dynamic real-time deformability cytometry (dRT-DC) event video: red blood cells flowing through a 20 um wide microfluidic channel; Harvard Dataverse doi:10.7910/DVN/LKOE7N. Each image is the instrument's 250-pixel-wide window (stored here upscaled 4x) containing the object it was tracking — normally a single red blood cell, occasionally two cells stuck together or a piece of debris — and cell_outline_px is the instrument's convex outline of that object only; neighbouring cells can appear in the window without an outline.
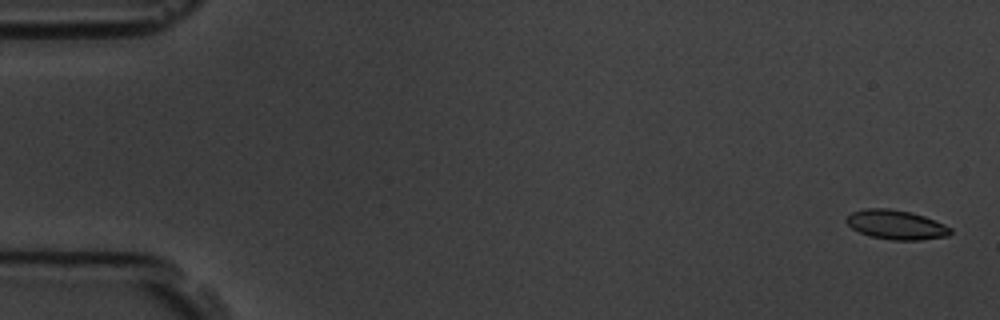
{"species": "common noctule bat (a hibernating species)", "species_latin": "Nyctalus noctula", "temperature_condition": "room temperature", "stored_images_in_passage": 10, "camera_frame_rate_fps": 3000, "um_per_image_px": 0.085, "animal": {"sex": "male", "body_mass_g": 19.5, "forearm_length_mm": 54.6}, "frame": {"image": 1, "passage_image": 1, "time_ms": 0.0, "image_size_px": [1000, 320], "cell_outline_px": [[952, 232], [948, 236], [920, 240], [892, 240], [868, 236], [852, 228], [844, 220], [852, 212], [864, 208], [888, 208], [912, 212], [924, 216], [944, 224], [952, 228]], "centroid_in_image_um": [76.17, 19.1], "position_along_channel_um": 8.8, "area_um2": 17.92}}
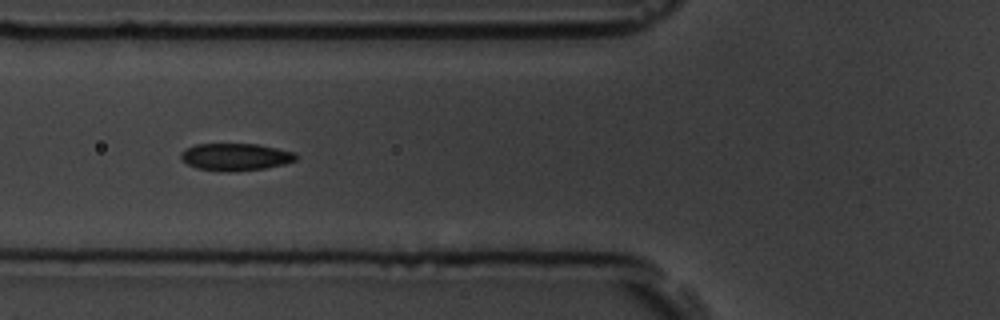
{"frame": {"image": 2, "passage_image": 6, "time_ms": 6.333, "image_size_px": [1000, 320], "cell_outline_px": [[296, 160], [284, 164], [264, 168], [228, 172], [196, 168], [180, 160], [180, 152], [184, 148], [196, 144], [260, 144], [296, 152]], "centroid_in_image_um": [19.99, 13.33], "position_along_channel_um": 105.8, "area_um2": 18.44}}
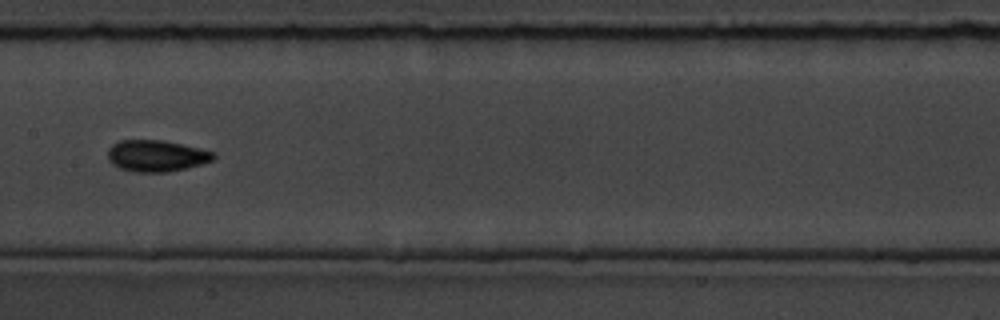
{"frame": {"image": 3, "passage_image": 8, "time_ms": 8.667, "image_size_px": [1000, 320], "cell_outline_px": [[216, 156], [212, 160], [204, 164], [168, 172], [136, 172], [120, 168], [112, 164], [108, 160], [108, 148], [112, 144], [120, 140], [164, 140], [216, 152]], "centroid_in_image_um": [13.3, 13.24], "position_along_channel_um": 194.1, "area_um2": 19.54}}